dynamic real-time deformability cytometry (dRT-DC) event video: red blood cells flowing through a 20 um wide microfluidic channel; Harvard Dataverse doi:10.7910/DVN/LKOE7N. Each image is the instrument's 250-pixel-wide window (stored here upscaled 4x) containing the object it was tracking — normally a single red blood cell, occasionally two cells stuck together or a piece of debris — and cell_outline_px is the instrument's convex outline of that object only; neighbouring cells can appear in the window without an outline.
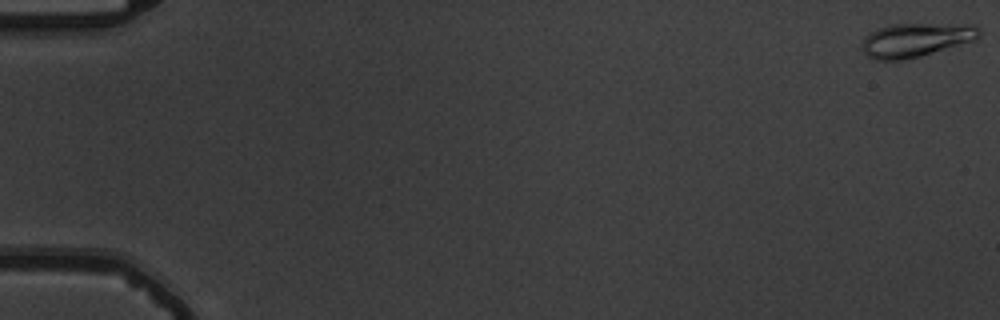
{"species": "common noctule bat (a hibernating species)", "species_latin": "Nyctalus noctula", "temperature_condition": "warm", "stored_images_in_passage": 56, "camera_frame_rate_fps": 3000, "um_per_image_px": 0.085, "animal": {"sex": "male", "body_mass_g": 19.5, "forearm_length_mm": 54.6}, "frame": {"image": 1, "passage_image": 1, "time_ms": 0.0, "image_size_px": [1000, 320], "cell_outline_px": [[980, 36], [972, 40], [920, 56], [900, 60], [876, 60], [868, 56], [864, 52], [860, 44], [864, 36], [876, 28], [892, 24], [976, 24], [980, 28]], "centroid_in_image_um": [77.8, 3.37], "position_along_channel_um": 7.2, "area_um2": 23.06}}
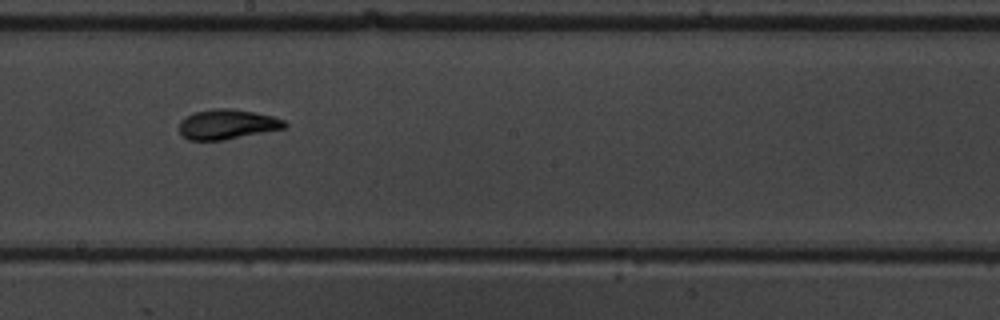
{"frame": {"image": 2, "passage_image": 33, "time_ms": 10.667, "image_size_px": [1000, 320], "cell_outline_px": [[288, 124], [284, 128], [224, 140], [188, 140], [180, 132], [180, 120], [192, 112], [216, 108], [228, 108], [252, 112], [272, 116], [284, 120]], "centroid_in_image_um": [19.28, 10.56], "position_along_channel_um": 228.9, "area_um2": 18.21}}
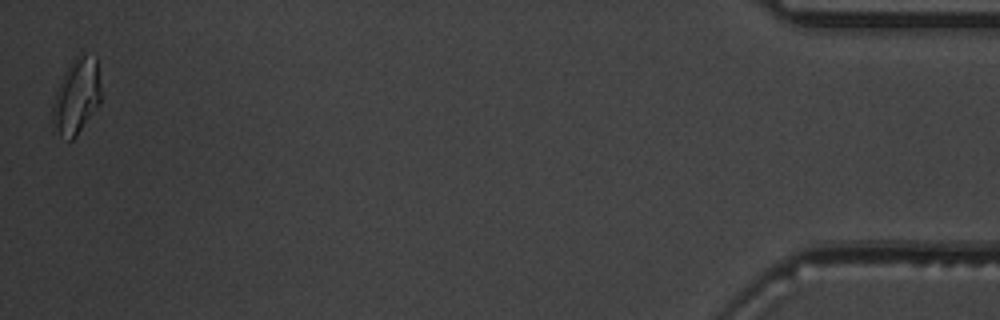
{"frame": {"image": 3, "passage_image": 56, "time_ms": 18.333, "image_size_px": [1000, 320], "cell_outline_px": [[100, 104], [76, 136], [72, 140], [68, 140], [60, 136], [52, 128], [52, 104], [60, 80], [64, 72], [72, 60], [76, 56], [84, 52], [96, 56], [100, 84]], "centroid_in_image_um": [6.49, 8.18], "position_along_channel_um": 428.7, "area_um2": 21.62}, "authors_computed_cell_mechanics": {"area_um2": 18.3515, "velocity_mm_per_s": 3.6955, "shape_relaxation_time_tau1_ms": 4.2461, "shape_relaxation_time_tau2_ms": 1.0761, "deformation_change_tau1": 0.1798, "deformation_change_tau2": 0.0684}}